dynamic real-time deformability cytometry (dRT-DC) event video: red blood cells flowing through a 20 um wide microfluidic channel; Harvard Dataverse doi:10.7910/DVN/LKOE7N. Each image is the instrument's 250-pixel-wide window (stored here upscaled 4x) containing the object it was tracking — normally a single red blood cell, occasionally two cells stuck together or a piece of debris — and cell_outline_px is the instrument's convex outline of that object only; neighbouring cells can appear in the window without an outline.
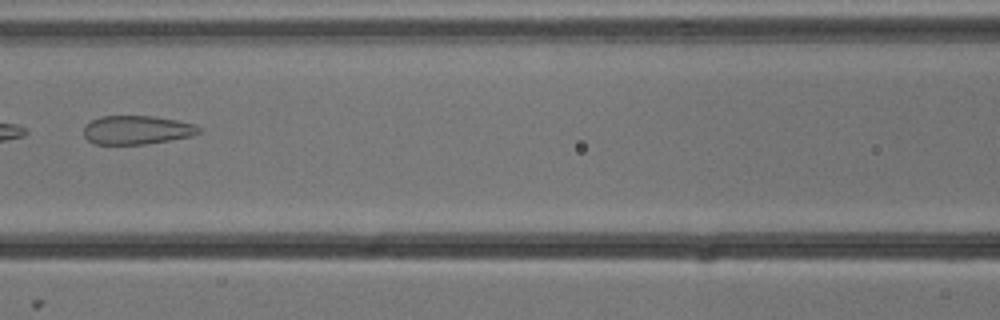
{"species": "common noctule bat (a hibernating species)", "species_latin": "Nyctalus noctula", "temperature_condition": "cold", "stored_images_in_passage": 8, "camera_frame_rate_fps": 3000, "um_per_image_px": 0.085, "animal": {"sex": "male", "body_mass_g": 13.3}, "frame": {"image": 1, "passage_image": 7, "time_ms": 2.0, "image_size_px": [1000, 320], "cell_outline_px": [[200, 132], [192, 136], [144, 144], [96, 144], [88, 140], [84, 136], [84, 124], [100, 116], [156, 116], [196, 124], [200, 128]], "centroid_in_image_um": [11.62, 11.04], "position_along_channel_um": 155.0, "area_um2": 19.31}}
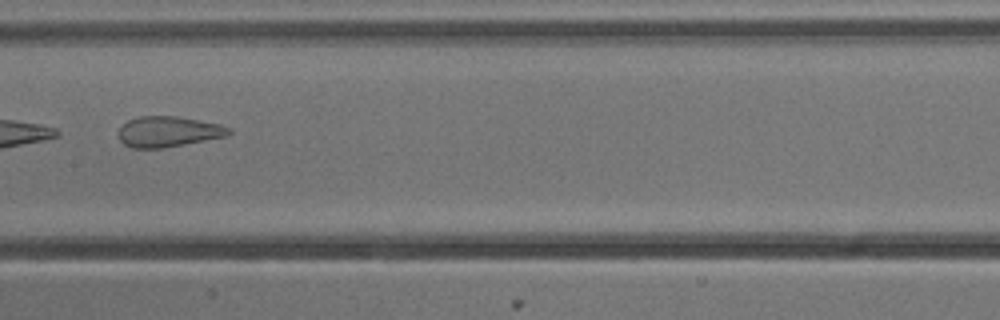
{"frame": {"image": 2, "passage_image": 8, "time_ms": 2.333, "image_size_px": [1000, 320], "cell_outline_px": [[232, 132], [228, 136], [164, 148], [132, 148], [124, 144], [120, 140], [120, 128], [128, 120], [140, 116], [176, 116], [220, 124], [232, 128]], "centroid_in_image_um": [14.35, 11.19], "position_along_channel_um": 193.0, "area_um2": 19.65}}